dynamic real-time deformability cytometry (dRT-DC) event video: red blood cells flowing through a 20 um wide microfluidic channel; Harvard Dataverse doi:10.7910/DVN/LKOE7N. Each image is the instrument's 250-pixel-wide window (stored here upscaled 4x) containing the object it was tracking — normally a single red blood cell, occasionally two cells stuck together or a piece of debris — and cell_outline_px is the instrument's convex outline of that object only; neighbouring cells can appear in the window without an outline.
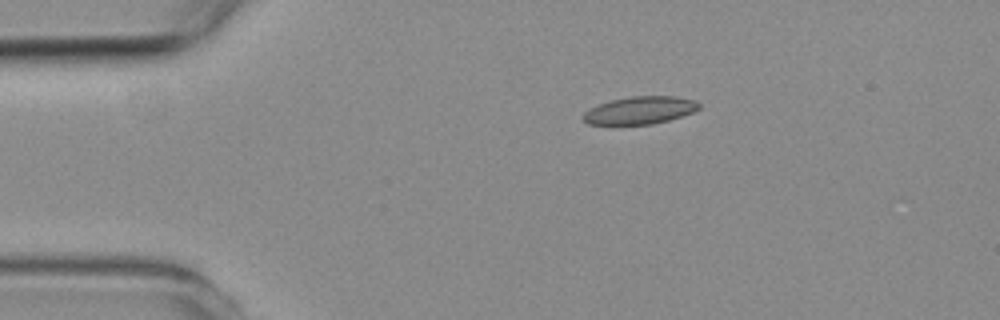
{"species": "common noctule bat (a hibernating species)", "species_latin": "Nyctalus noctula", "temperature_condition": "room temperature", "stored_images_in_passage": 3, "camera_frame_rate_fps": 3000, "um_per_image_px": 0.085, "animal": {"sex": "female", "body_mass_g": 19.3, "forearm_length_mm": 54.1}, "frame": {"image": 1, "passage_image": 1, "time_ms": 0.0, "image_size_px": [1000, 320], "cell_outline_px": [[700, 108], [692, 112], [668, 120], [652, 124], [588, 124], [580, 116], [588, 108], [612, 100], [632, 96], [676, 96], [696, 100], [700, 104]], "centroid_in_image_um": [54.38, 9.37], "position_along_channel_um": 30.6, "area_um2": 18.55}}